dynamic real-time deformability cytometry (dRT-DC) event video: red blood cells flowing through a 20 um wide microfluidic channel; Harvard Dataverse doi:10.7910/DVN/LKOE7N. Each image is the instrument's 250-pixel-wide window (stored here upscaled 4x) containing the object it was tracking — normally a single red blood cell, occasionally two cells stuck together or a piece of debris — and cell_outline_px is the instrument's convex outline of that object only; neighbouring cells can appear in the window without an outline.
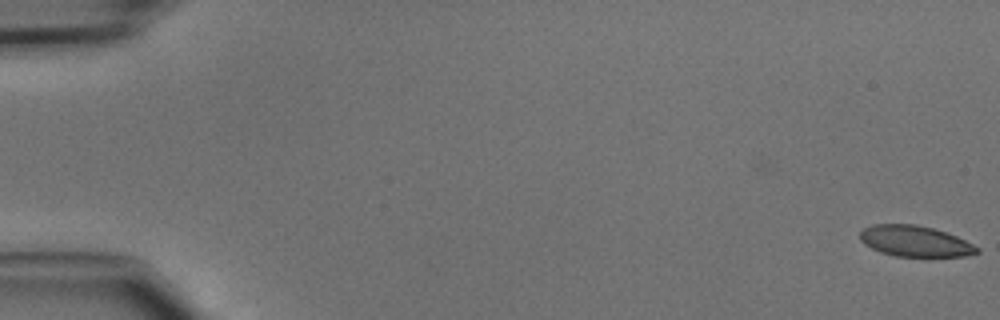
{"species": "common noctule bat (a hibernating species)", "species_latin": "Nyctalus noctula", "temperature_condition": "cold", "stored_images_in_passage": 47, "camera_frame_rate_fps": 3000, "um_per_image_px": 0.085, "animal": {"sex": "male", "body_mass_g": 15.6}, "frame": {"image": 1, "passage_image": 1, "time_ms": 0.0, "image_size_px": [1000, 320], "cell_outline_px": [[980, 252], [964, 256], [896, 256], [880, 252], [864, 244], [860, 240], [860, 232], [864, 228], [872, 224], [916, 224], [932, 228], [956, 236], [980, 248]], "centroid_in_image_um": [77.75, 20.49], "position_along_channel_um": 7.3, "area_um2": 20.92}}
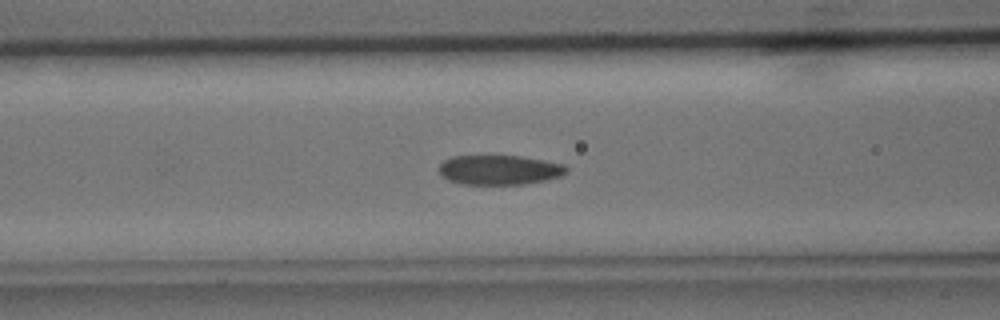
{"frame": {"image": 2, "passage_image": 20, "time_ms": 6.333, "image_size_px": [1000, 320], "cell_outline_px": [[568, 172], [560, 176], [544, 180], [524, 184], [464, 184], [448, 180], [440, 172], [440, 164], [444, 160], [452, 156], [520, 156], [544, 160], [564, 164], [568, 168]], "centroid_in_image_um": [42.47, 14.43], "position_along_channel_um": 124.1, "area_um2": 21.85}}
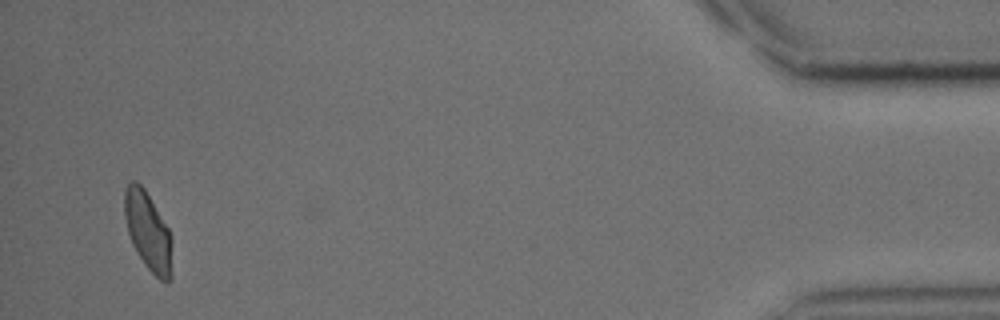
{"frame": {"image": 3, "passage_image": 46, "time_ms": 15.0, "image_size_px": [1000, 320], "cell_outline_px": [[172, 276], [168, 280], [160, 280], [144, 264], [132, 244], [128, 232], [124, 216], [124, 188], [132, 180], [136, 180], [144, 188], [168, 228], [172, 236]], "centroid_in_image_um": [12.58, 19.65], "position_along_channel_um": 422.6, "area_um2": 21.79}}